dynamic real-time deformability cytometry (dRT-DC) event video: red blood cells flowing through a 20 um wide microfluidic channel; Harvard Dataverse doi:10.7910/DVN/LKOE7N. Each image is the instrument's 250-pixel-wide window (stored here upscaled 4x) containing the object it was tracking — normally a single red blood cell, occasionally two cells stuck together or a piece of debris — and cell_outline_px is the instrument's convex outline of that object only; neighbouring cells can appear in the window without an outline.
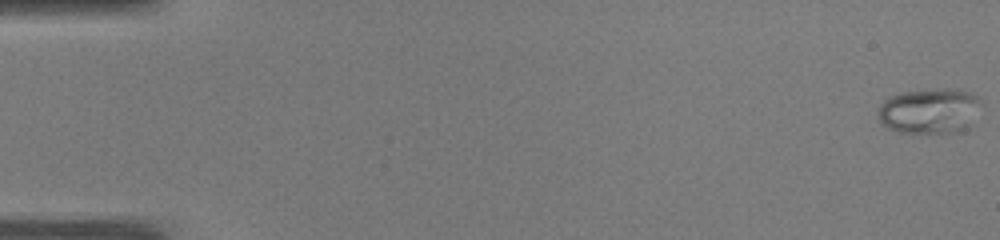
{"species": "common noctule bat (a hibernating species)", "species_latin": "Nyctalus noctula", "temperature_condition": "warm", "stored_images_in_passage": 50, "camera_frame_rate_fps": 3000, "um_per_image_px": 0.085, "animal": {"sex": "male", "body_mass_g": 19.0, "forearm_length_mm": 50.8}, "frame": {"image": 1, "passage_image": 1, "time_ms": 0.0, "image_size_px": [1000, 240], "cell_outline_px": [[984, 104], [972, 128], [964, 132], [896, 132], [888, 128], [876, 116], [880, 104], [888, 96], [900, 92], [940, 88], [956, 88], [968, 92], [976, 96]], "centroid_in_image_um": [79.09, 9.42], "position_along_channel_um": 5.9, "area_um2": 28.21}}
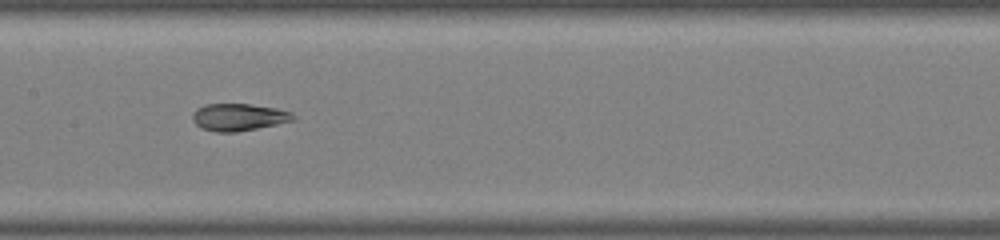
{"frame": {"image": 2, "passage_image": 26, "time_ms": 8.333, "image_size_px": [1000, 240], "cell_outline_px": [[296, 120], [236, 132], [216, 132], [204, 128], [196, 124], [192, 120], [192, 116], [196, 108], [204, 104], [252, 104], [276, 108], [292, 112], [296, 116]], "centroid_in_image_um": [20.31, 9.94], "position_along_channel_um": 187.1, "area_um2": 15.95}}
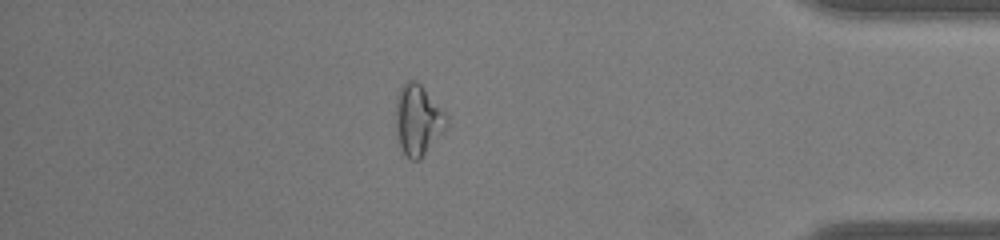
{"frame": {"image": 3, "passage_image": 44, "time_ms": 14.333, "image_size_px": [1000, 240], "cell_outline_px": [[448, 124], [444, 132], [416, 160], [412, 160], [400, 148], [396, 132], [396, 100], [400, 88], [408, 80], [416, 80], [424, 88], [448, 116]], "centroid_in_image_um": [35.52, 10.16], "position_along_channel_um": 399.7, "area_um2": 20.52}, "authors_computed_cell_mechanics": {"area_um2": 19.1607, "velocity_mm_per_s": 4.0916, "shape_relaxation_time_tau1_ms": 9.8746, "shape_relaxation_time_tau2_ms": null, "deformation_change_tau1": 0.2787, "deformation_change_tau2": null}}